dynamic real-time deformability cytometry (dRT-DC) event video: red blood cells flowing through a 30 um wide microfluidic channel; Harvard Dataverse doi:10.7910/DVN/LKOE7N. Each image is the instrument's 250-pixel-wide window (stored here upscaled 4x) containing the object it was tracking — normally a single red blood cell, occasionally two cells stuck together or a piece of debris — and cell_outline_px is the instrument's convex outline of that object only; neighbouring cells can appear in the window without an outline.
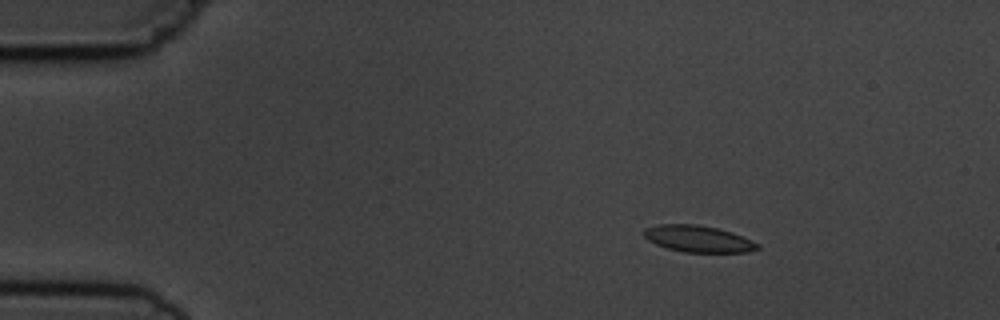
{"species": "common noctule bat (a hibernating species)", "species_latin": "Nyctalus noctula", "temperature_condition": "cold", "stored_images_in_passage": 7, "camera_frame_rate_fps": 3000, "um_per_image_px": 0.085, "animal": {"sex": "male", "body_mass_g": 19.5, "forearm_length_mm": 54.6}, "frame": {"image": 1, "passage_image": 3, "time_ms": 2.333, "image_size_px": [1000, 320], "cell_outline_px": [[760, 248], [748, 252], [684, 252], [668, 248], [656, 244], [648, 240], [644, 236], [644, 228], [660, 224], [696, 224], [716, 228], [732, 232], [752, 240], [760, 244]], "centroid_in_image_um": [59.36, 20.3], "position_along_channel_um": 25.6, "area_um2": 17.57}}
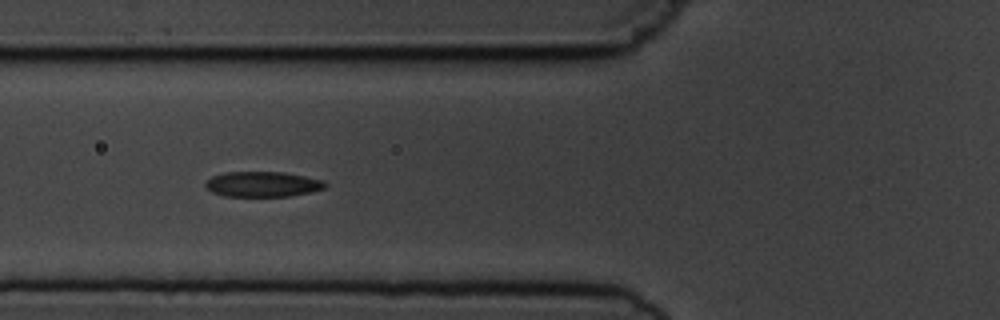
{"frame": {"image": 2, "passage_image": 6, "time_ms": 6.333, "image_size_px": [1000, 320], "cell_outline_px": [[328, 184], [324, 188], [312, 192], [288, 196], [224, 196], [212, 192], [204, 184], [212, 176], [224, 172], [284, 172], [324, 180]], "centroid_in_image_um": [22.34, 15.65], "position_along_channel_um": 103.5, "area_um2": 17.63}}
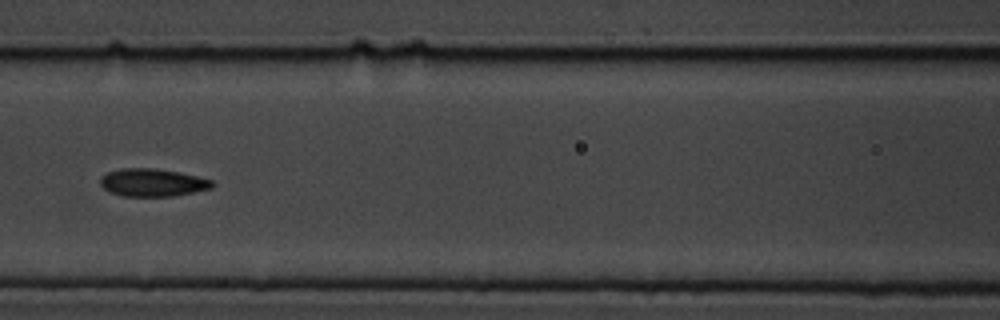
{"frame": {"image": 3, "passage_image": 7, "time_ms": 7.667, "image_size_px": [1000, 320], "cell_outline_px": [[216, 184], [212, 188], [172, 196], [124, 196], [108, 192], [100, 184], [100, 176], [108, 172], [120, 168], [152, 168], [180, 172], [212, 180]], "centroid_in_image_um": [12.94, 15.51], "position_along_channel_um": 153.7, "area_um2": 18.15}}